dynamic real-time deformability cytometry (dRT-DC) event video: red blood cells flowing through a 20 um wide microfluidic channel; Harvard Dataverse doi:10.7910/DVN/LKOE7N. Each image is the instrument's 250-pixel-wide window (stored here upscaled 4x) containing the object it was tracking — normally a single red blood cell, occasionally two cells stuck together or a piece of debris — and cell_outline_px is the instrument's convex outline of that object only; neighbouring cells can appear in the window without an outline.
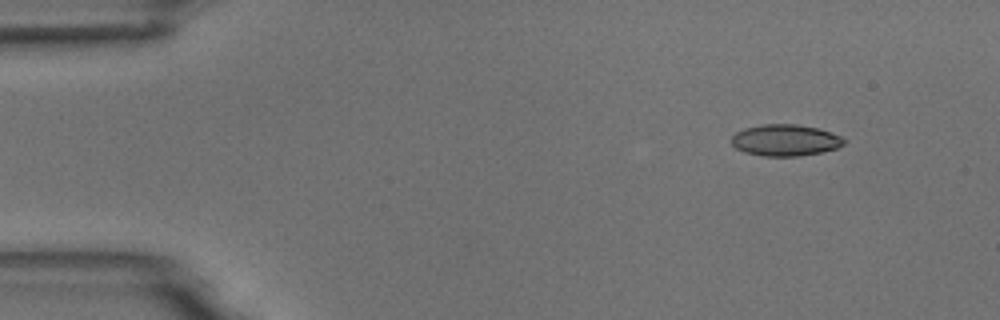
{"species": "common noctule bat (a hibernating species)", "species_latin": "Nyctalus noctula", "temperature_condition": "room temperature", "stored_images_in_passage": 6, "segment_of_instrument_passage": [2, 2], "camera_frame_rate_fps": 3000, "um_per_image_px": 0.085, "animal": {"sex": "male", "body_mass_g": 18.8}, "frame": {"image": 1, "passage_image": 6, "time_ms": 5.667, "image_size_px": [1000, 320], "cell_outline_px": [[848, 140], [844, 144], [836, 148], [820, 152], [800, 156], [760, 156], [744, 152], [736, 148], [732, 144], [732, 136], [736, 132], [744, 128], [760, 124], [796, 124], [816, 128], [840, 136]], "centroid_in_image_um": [66.72, 11.92], "position_along_channel_um": 18.3, "area_um2": 20.63}}